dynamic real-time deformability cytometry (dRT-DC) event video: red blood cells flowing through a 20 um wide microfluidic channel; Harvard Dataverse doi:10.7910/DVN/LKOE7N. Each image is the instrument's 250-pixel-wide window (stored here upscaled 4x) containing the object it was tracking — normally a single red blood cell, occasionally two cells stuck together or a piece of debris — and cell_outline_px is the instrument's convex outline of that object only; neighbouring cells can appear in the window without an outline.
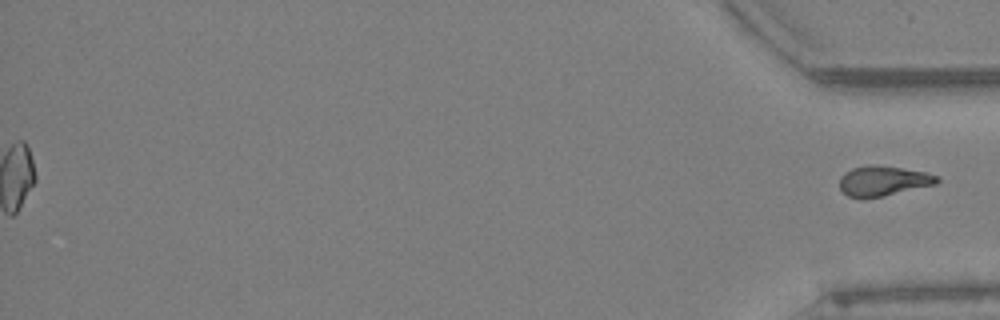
{"species": "Egyptian fruit bat (a non-hibernating species)", "species_latin": "Rousettus aegyptiacus", "temperature_condition": "warm", "stored_images_in_passage": 63, "segment_of_instrument_passage": [2, 2], "camera_frame_rate_fps": 3000, "um_per_image_px": 0.085, "animal": {"sex": "female"}, "frame": {"image": 1, "passage_image": 63, "time_ms": 20.667, "image_size_px": [1000, 320], "cell_outline_px": [[940, 180], [936, 184], [884, 196], [864, 200], [848, 196], [840, 188], [840, 176], [844, 172], [852, 168], [868, 164], [876, 164], [924, 172], [940, 176]], "centroid_in_image_um": [75.04, 15.39], "position_along_channel_um": 360.2, "area_um2": 17.34}}